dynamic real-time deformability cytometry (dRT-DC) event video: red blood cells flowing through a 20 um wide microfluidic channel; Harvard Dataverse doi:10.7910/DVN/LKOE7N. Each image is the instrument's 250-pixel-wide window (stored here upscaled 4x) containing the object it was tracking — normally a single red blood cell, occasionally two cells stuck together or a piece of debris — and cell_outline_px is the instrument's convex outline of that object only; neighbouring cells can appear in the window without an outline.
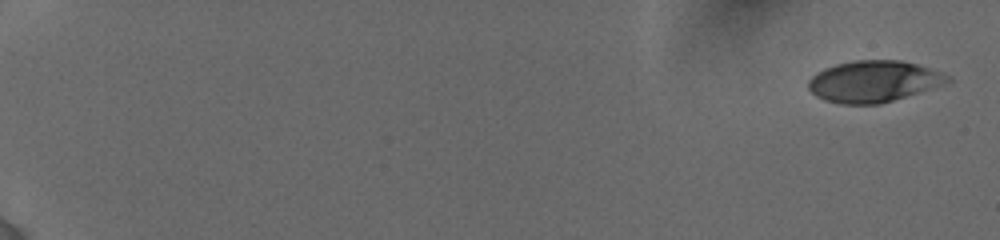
{"species": "human", "species_latin": "Homo sapiens", "temperature_condition": "cold", "stored_images_in_passage": 10, "camera_frame_rate_fps": 3000, "um_per_image_px": 0.085, "donor": {"sex": "female"}, "frame": {"image": 1, "passage_image": 1, "time_ms": 0.0, "image_size_px": [1000, 240], "cell_outline_px": [[952, 80], [880, 104], [840, 104], [824, 100], [816, 96], [808, 88], [808, 80], [816, 72], [824, 68], [836, 64], [856, 60], [900, 60], [916, 64], [952, 76]], "centroid_in_image_um": [74.18, 6.91], "position_along_channel_um": 10.8, "area_um2": 33.12}}
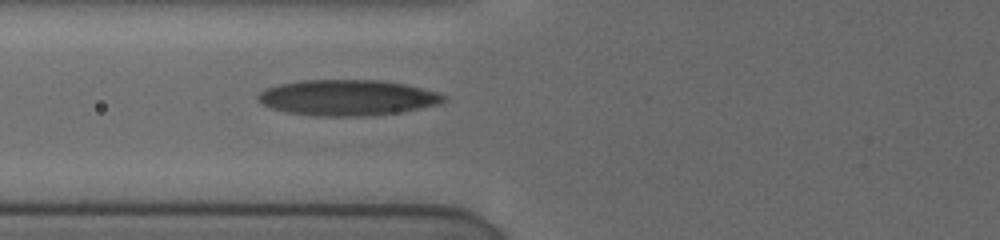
{"frame": {"image": 2, "passage_image": 10, "time_ms": 7.667, "image_size_px": [1000, 240], "cell_outline_px": [[448, 100], [440, 104], [400, 112], [356, 116], [312, 116], [288, 112], [272, 108], [264, 104], [256, 96], [260, 92], [268, 88], [280, 84], [300, 80], [380, 80], [404, 84], [436, 92], [448, 96]], "centroid_in_image_um": [29.56, 8.3], "position_along_channel_um": 96.2, "area_um2": 38.44}}